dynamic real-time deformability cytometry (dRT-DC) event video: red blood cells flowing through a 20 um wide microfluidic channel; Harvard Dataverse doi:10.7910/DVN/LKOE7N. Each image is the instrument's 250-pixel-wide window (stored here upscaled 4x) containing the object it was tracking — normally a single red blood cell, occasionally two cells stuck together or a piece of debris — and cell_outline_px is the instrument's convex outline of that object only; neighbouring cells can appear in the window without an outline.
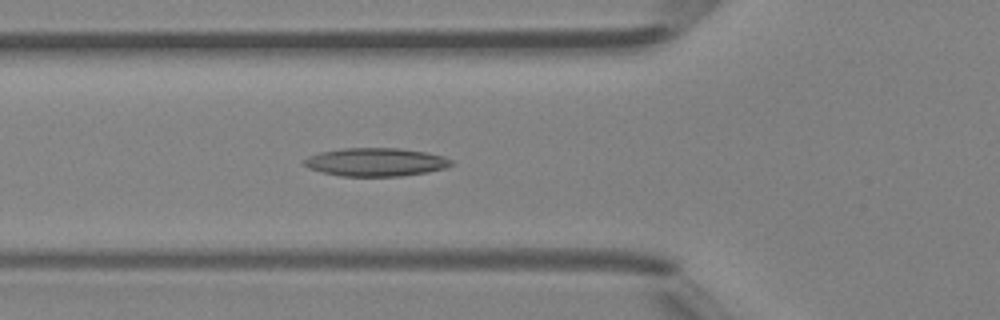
{"species": "Egyptian fruit bat (a non-hibernating species)", "species_latin": "Rousettus aegyptiacus", "temperature_condition": "room temperature", "stored_images_in_passage": 36, "camera_frame_rate_fps": 3000, "um_per_image_px": 0.085, "animal": {"sex": "female"}, "frame": {"image": 1, "passage_image": 6, "time_ms": 1.667, "image_size_px": [1000, 320], "cell_outline_px": [[452, 164], [448, 168], [428, 172], [400, 176], [340, 176], [308, 168], [304, 164], [304, 160], [308, 156], [320, 152], [344, 148], [400, 148], [428, 152], [444, 156], [452, 160]], "centroid_in_image_um": [31.99, 13.77], "position_along_channel_um": 93.8, "area_um2": 24.33}}
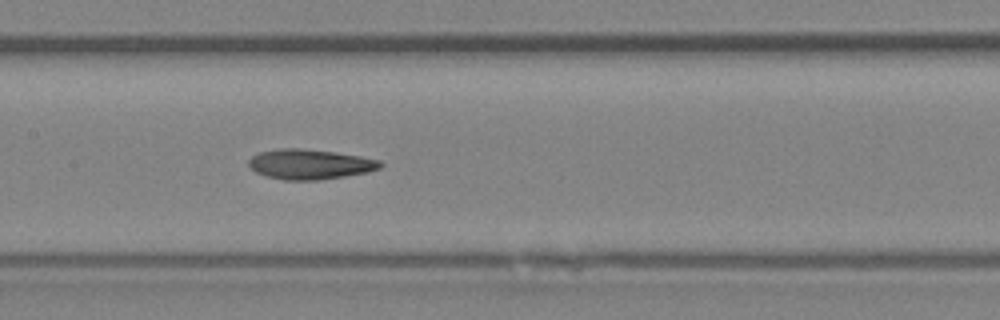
{"frame": {"image": 2, "passage_image": 12, "time_ms": 3.667, "image_size_px": [1000, 320], "cell_outline_px": [[384, 164], [380, 168], [368, 172], [344, 176], [316, 180], [284, 180], [268, 176], [256, 172], [248, 164], [248, 160], [252, 156], [260, 152], [280, 148], [300, 148], [336, 152], [360, 156], [380, 160]], "centroid_in_image_um": [26.36, 13.95], "position_along_channel_um": 181.0, "area_um2": 22.95}}
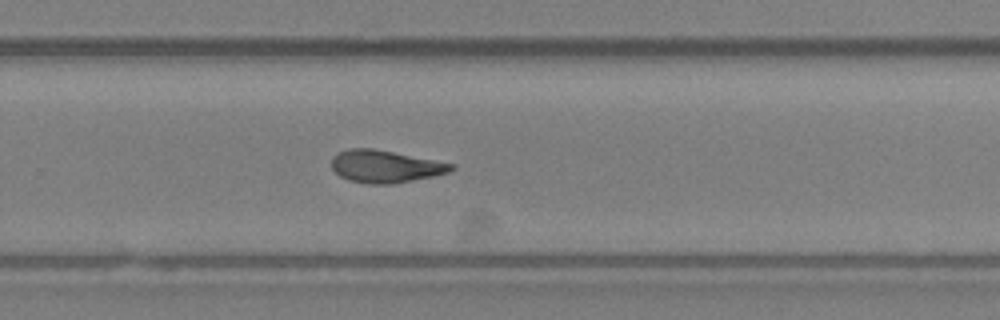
{"frame": {"image": 3, "passage_image": 20, "time_ms": 6.333, "image_size_px": [1000, 320], "cell_outline_px": [[456, 168], [448, 172], [432, 176], [392, 184], [372, 184], [348, 180], [340, 176], [332, 168], [332, 156], [336, 152], [348, 148], [372, 148], [456, 164]], "centroid_in_image_um": [32.72, 14.13], "position_along_channel_um": 297.1, "area_um2": 22.54}, "authors_computed_cell_mechanics": {"area_um2": 22.9466, "velocity_mm_per_s": 4.3693, "shape_relaxation_time_tau1_ms": 10.6638, "shape_relaxation_time_tau2_ms": 3.7524, "deformation_change_tau1": 0.2386, "deformation_change_tau2": 0.1327}}